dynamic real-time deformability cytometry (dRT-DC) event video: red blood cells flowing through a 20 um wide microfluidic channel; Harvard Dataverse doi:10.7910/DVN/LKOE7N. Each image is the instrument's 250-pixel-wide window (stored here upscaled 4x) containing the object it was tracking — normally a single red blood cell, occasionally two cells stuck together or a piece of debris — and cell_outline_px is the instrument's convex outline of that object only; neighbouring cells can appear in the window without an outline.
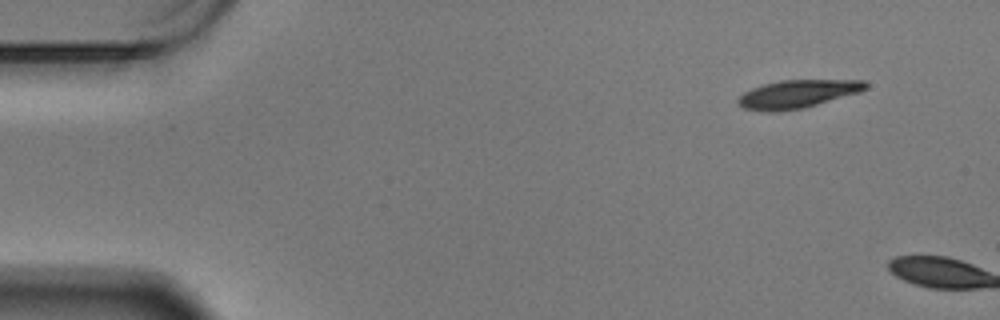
{"species": "Egyptian fruit bat (a non-hibernating species)", "species_latin": "Rousettus aegyptiacus", "temperature_condition": "warm", "stored_images_in_passage": 3, "camera_frame_rate_fps": 3000, "um_per_image_px": 0.085, "animal": {"sex": "male"}, "frame": {"image": 1, "passage_image": 1, "time_ms": 0.0, "image_size_px": [1000, 320], "cell_outline_px": [[868, 88], [860, 92], [804, 108], [780, 112], [768, 112], [744, 108], [736, 100], [744, 92], [752, 88], [764, 84], [780, 80], [864, 80], [868, 84]], "centroid_in_image_um": [67.8, 7.99], "position_along_channel_um": 17.2, "area_um2": 20.92}}